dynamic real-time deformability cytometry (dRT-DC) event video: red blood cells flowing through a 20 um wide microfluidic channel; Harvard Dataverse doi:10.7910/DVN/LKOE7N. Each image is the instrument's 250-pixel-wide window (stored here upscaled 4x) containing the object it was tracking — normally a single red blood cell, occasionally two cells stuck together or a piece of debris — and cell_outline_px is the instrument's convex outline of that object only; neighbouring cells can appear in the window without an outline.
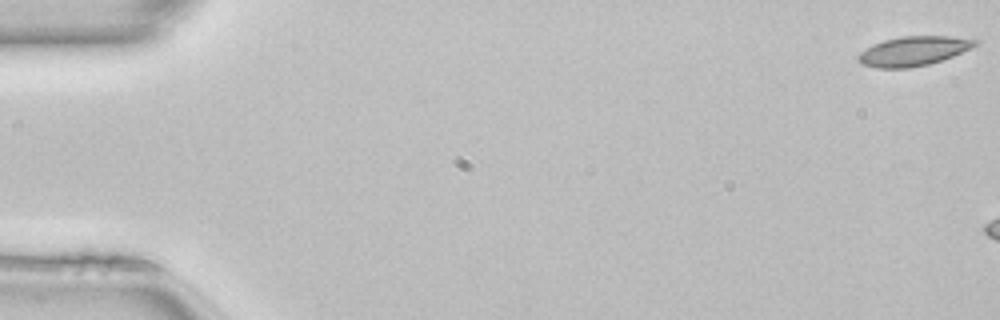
{"species": "common noctule bat (a hibernating species)", "species_latin": "Nyctalus noctula", "temperature_condition": "room temperature", "stored_images_in_passage": 7, "camera_frame_rate_fps": 3000, "um_per_image_px": 0.085, "animal": {"sex": "female", "body_mass_g": 22.7, "forearm_length_mm": 54.2}, "frame": {"image": 1, "passage_image": 1, "time_ms": 0.0, "image_size_px": [1000, 320], "cell_outline_px": [[980, 40], [976, 44], [952, 56], [928, 64], [908, 68], [876, 68], [860, 64], [856, 60], [856, 56], [860, 52], [872, 44], [884, 40], [900, 36], [952, 36]], "centroid_in_image_um": [77.55, 4.34], "position_along_channel_um": 7.4, "area_um2": 20.0}}